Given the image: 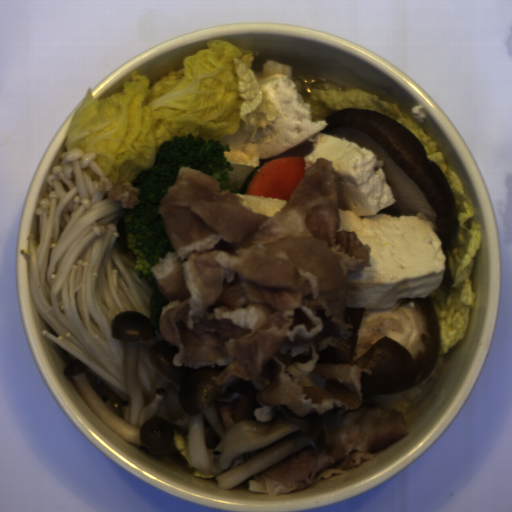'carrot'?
<instances>
[{"mask_svg":"<svg viewBox=\"0 0 512 512\" xmlns=\"http://www.w3.org/2000/svg\"><path fill=\"white\" fill-rule=\"evenodd\" d=\"M305 166V157H277L255 173L242 194L290 202L296 186L306 171Z\"/></svg>","mask_w":512,"mask_h":512,"instance_id":"b8716197","label":"carrot"}]
</instances>
